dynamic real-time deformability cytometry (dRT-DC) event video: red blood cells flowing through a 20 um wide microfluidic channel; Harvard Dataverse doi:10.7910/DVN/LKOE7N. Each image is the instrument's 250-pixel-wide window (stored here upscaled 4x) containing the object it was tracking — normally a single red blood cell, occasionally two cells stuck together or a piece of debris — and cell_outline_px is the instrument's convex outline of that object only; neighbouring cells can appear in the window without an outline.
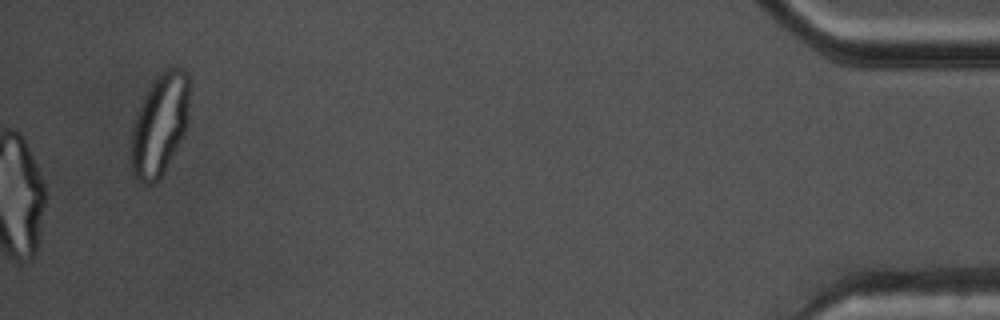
{"species": "common noctule bat (a hibernating species)", "species_latin": "Nyctalus noctula", "temperature_condition": "warm", "stored_images_in_passage": 54, "camera_frame_rate_fps": 3000, "um_per_image_px": 0.085, "animal": {"sex": "male", "body_mass_g": 17.5, "forearm_length_mm": 52.3}, "frame": {"image": 1, "passage_image": 54, "time_ms": 17.667, "image_size_px": [1000, 320], "cell_outline_px": [[188, 120], [184, 132], [160, 180], [156, 184], [140, 184], [132, 176], [132, 128], [136, 112], [144, 96], [156, 76], [168, 68], [184, 68], [188, 72]], "centroid_in_image_um": [13.56, 10.63], "position_along_channel_um": 421.6, "area_um2": 34.56}}